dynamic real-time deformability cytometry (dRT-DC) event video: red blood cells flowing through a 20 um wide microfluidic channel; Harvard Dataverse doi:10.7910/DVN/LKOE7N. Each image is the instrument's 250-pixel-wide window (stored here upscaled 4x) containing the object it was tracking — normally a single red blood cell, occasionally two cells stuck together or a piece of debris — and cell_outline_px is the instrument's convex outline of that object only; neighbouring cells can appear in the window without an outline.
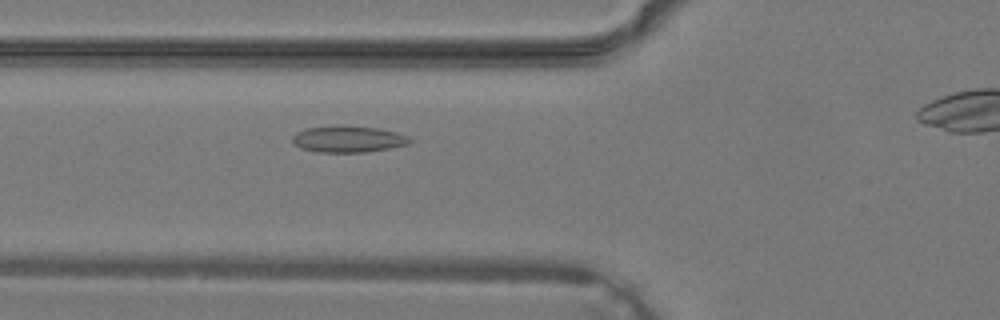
{"species": "common noctule bat (a hibernating species)", "species_latin": "Nyctalus noctula", "temperature_condition": "warm", "stored_images_in_passage": 25, "camera_frame_rate_fps": 3000, "um_per_image_px": 0.085, "animal": {"sex": "male", "body_mass_g": 19.2, "forearm_length_mm": 51.8}, "frame": {"image": 1, "passage_image": 5, "time_ms": 1.333, "image_size_px": [1000, 320], "cell_outline_px": [[412, 140], [408, 144], [388, 148], [364, 152], [320, 152], [300, 148], [292, 140], [292, 136], [296, 132], [308, 128], [340, 124], [348, 124], [376, 128], [396, 132], [408, 136]], "centroid_in_image_um": [29.58, 11.8], "position_along_channel_um": 96.2, "area_um2": 18.21}}
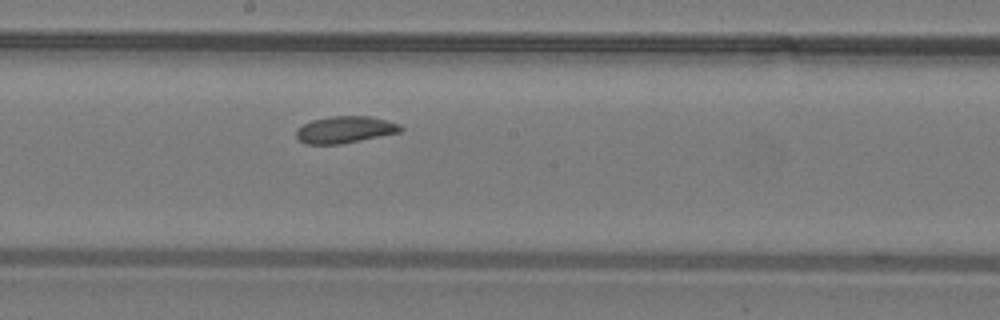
{"frame": {"image": 2, "passage_image": 12, "time_ms": 3.667, "image_size_px": [1000, 320], "cell_outline_px": [[404, 128], [400, 132], [340, 144], [304, 144], [296, 140], [296, 132], [304, 124], [312, 120], [328, 116], [368, 116], [400, 124]], "centroid_in_image_um": [29.29, 11.02], "position_along_channel_um": 218.9, "area_um2": 16.24}}
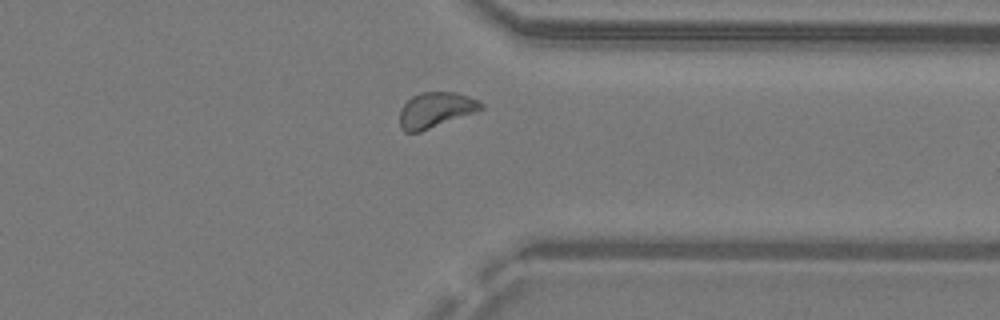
{"frame": {"image": 3, "passage_image": 21, "time_ms": 6.667, "image_size_px": [1000, 320], "cell_outline_px": [[484, 108], [476, 112], [420, 132], [404, 132], [400, 128], [400, 108], [412, 96], [420, 92], [456, 92], [480, 100], [484, 104]], "centroid_in_image_um": [37.04, 9.34], "position_along_channel_um": 374.4, "area_um2": 16.94}}